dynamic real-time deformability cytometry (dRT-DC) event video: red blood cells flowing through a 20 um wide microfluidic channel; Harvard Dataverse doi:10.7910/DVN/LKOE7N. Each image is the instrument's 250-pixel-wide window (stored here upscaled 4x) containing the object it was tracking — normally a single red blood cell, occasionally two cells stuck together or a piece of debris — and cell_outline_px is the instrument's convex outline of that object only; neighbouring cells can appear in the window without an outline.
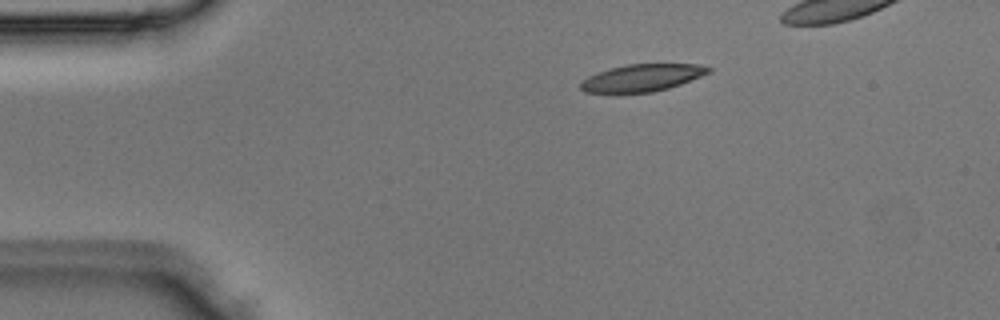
{"species": "Egyptian fruit bat (a non-hibernating species)", "species_latin": "Rousettus aegyptiacus", "temperature_condition": "room temperature", "stored_images_in_passage": 3, "camera_frame_rate_fps": 3000, "um_per_image_px": 0.085, "animal": {"sex": "male"}, "frame": {"image": 1, "passage_image": 1, "time_ms": 0.0, "image_size_px": [1000, 320], "cell_outline_px": [[712, 72], [680, 84], [668, 88], [652, 92], [616, 96], [584, 92], [580, 88], [580, 84], [588, 76], [612, 68], [628, 64], [696, 64], [712, 68]], "centroid_in_image_um": [54.52, 6.67], "position_along_channel_um": 30.5, "area_um2": 20.87}}